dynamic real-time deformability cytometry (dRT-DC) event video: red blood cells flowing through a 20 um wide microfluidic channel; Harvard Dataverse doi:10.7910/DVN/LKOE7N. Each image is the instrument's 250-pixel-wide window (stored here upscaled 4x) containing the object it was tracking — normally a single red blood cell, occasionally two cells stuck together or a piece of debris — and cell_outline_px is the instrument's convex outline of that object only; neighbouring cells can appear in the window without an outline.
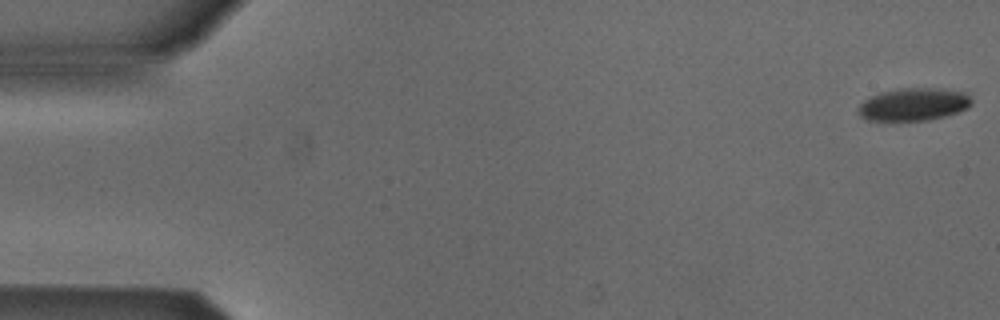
{"species": "Egyptian fruit bat (a non-hibernating species)", "species_latin": "Rousettus aegyptiacus", "temperature_condition": "cold", "stored_images_in_passage": 53, "camera_frame_rate_fps": 3000, "um_per_image_px": 0.085, "animal": {"sex": "male"}, "frame": {"image": 1, "passage_image": 1, "time_ms": 0.0, "image_size_px": [1000, 320], "cell_outline_px": [[972, 104], [968, 108], [944, 116], [928, 120], [868, 120], [860, 116], [856, 112], [856, 108], [864, 100], [880, 92], [900, 88], [940, 88], [964, 92], [972, 100]], "centroid_in_image_um": [77.63, 8.86], "position_along_channel_um": 7.4, "area_um2": 21.56}}
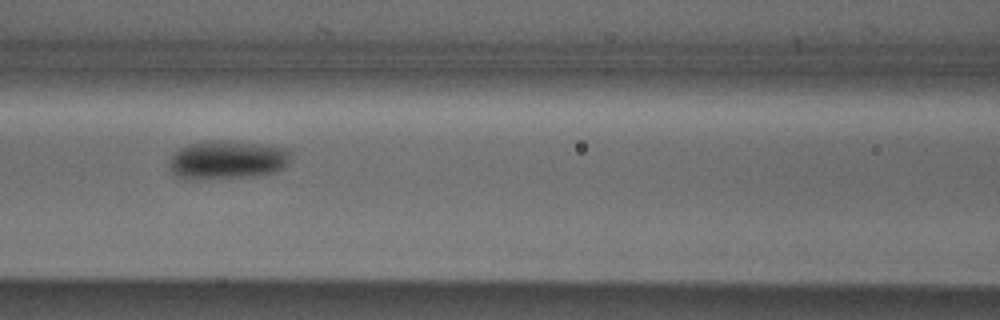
{"frame": {"image": 2, "passage_image": 23, "time_ms": 7.333, "image_size_px": [1000, 320], "cell_outline_px": [[288, 164], [272, 172], [240, 176], [176, 176], [172, 172], [168, 164], [168, 160], [180, 148], [188, 144], [208, 140], [232, 140], [288, 148]], "centroid_in_image_um": [19.3, 13.51], "position_along_channel_um": 147.3, "area_um2": 26.07}}
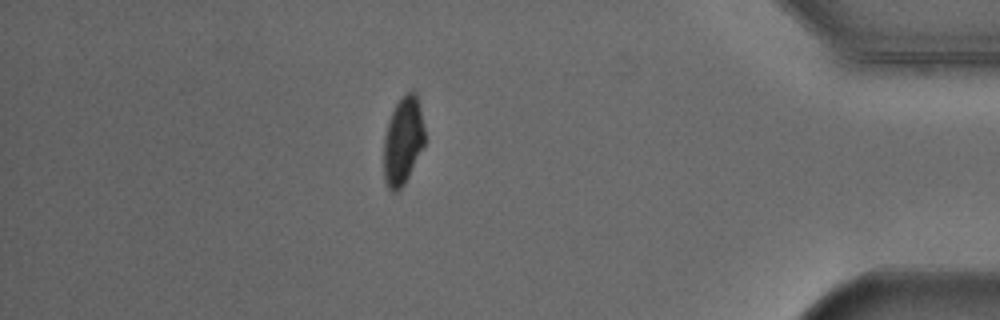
{"frame": {"image": 3, "passage_image": 46, "time_ms": 15.0, "image_size_px": [1000, 320], "cell_outline_px": [[424, 144], [404, 184], [396, 192], [392, 192], [388, 188], [384, 180], [384, 136], [388, 120], [400, 96], [412, 88], [416, 92], [420, 108], [424, 128]], "centroid_in_image_um": [34.24, 11.92], "position_along_channel_um": 401.0, "area_um2": 20.98}, "authors_computed_cell_mechanics": {"area_um2": 23.409, "velocity_mm_per_s": 3.8669, "shape_relaxation_time_tau1_ms": 3.2649, "shape_relaxation_time_tau2_ms": null, "deformation_change_tau1": 0.1005, "deformation_change_tau2": null}}